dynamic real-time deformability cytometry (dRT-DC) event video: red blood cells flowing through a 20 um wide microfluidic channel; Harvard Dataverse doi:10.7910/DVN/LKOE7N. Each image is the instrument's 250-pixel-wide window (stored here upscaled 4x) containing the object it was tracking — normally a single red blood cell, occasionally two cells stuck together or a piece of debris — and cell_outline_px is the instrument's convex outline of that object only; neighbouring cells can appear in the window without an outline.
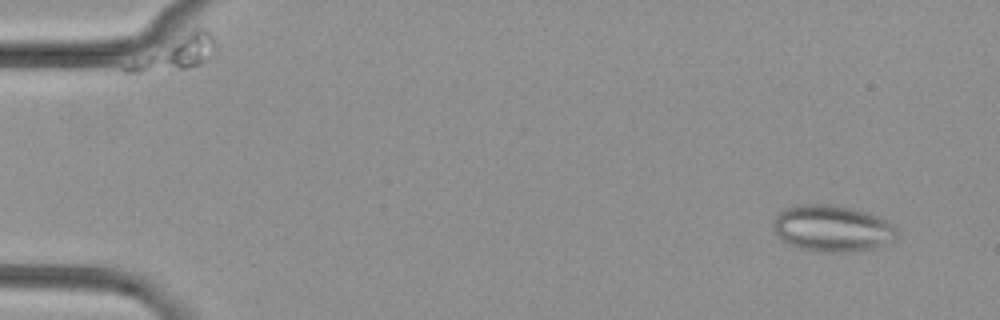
{"species": "common noctule bat (a hibernating species)", "species_latin": "Nyctalus noctula", "temperature_condition": "cold", "stored_images_in_passage": 54, "camera_frame_rate_fps": 3000, "um_per_image_px": 0.085, "animal": {"sex": "female", "body_mass_g": 29.2, "forearm_length_mm": 56.3}, "frame": {"image": 1, "passage_image": 4, "time_ms": 1.0, "image_size_px": [1000, 320], "cell_outline_px": [[900, 236], [896, 240], [872, 248], [852, 252], [820, 252], [800, 248], [788, 244], [772, 228], [772, 220], [784, 208], [796, 204], [840, 204], [868, 212], [900, 228]], "centroid_in_image_um": [70.78, 19.4], "position_along_channel_um": 14.2, "area_um2": 34.1}}
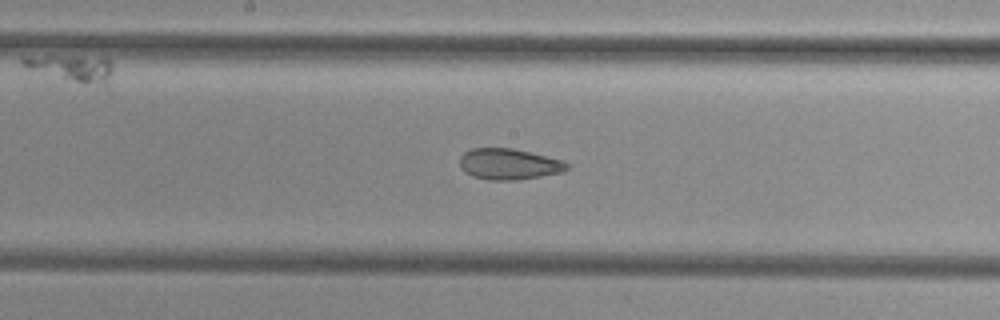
{"frame": {"image": 2, "passage_image": 29, "time_ms": 9.333, "image_size_px": [1000, 320], "cell_outline_px": [[568, 168], [560, 172], [540, 176], [516, 180], [488, 180], [472, 176], [464, 172], [460, 168], [460, 156], [464, 152], [472, 148], [512, 148], [564, 160], [568, 164]], "centroid_in_image_um": [43.22, 13.94], "position_along_channel_um": 205.0, "area_um2": 19.36}}
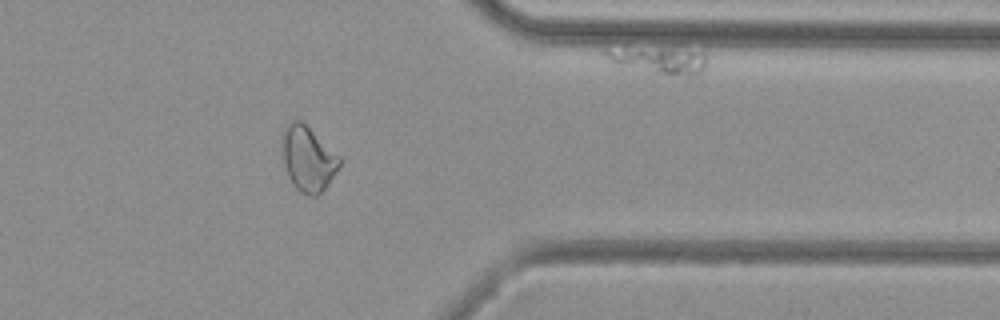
{"frame": {"image": 3, "passage_image": 44, "time_ms": 14.333, "image_size_px": [1000, 320], "cell_outline_px": [[340, 164], [328, 184], [316, 196], [308, 196], [300, 192], [292, 184], [288, 176], [284, 164], [280, 136], [288, 124], [292, 120], [300, 120], [340, 156]], "centroid_in_image_um": [26.14, 13.5], "position_along_channel_um": 385.3, "area_um2": 21.56}, "authors_computed_cell_mechanics": {"area_um2": 23.1489, "velocity_mm_per_s": 3.8311, "shape_relaxation_time_tau1_ms": null, "shape_relaxation_time_tau2_ms": 2.2747, "deformation_change_tau1": null, "deformation_change_tau2": 0.0774}}